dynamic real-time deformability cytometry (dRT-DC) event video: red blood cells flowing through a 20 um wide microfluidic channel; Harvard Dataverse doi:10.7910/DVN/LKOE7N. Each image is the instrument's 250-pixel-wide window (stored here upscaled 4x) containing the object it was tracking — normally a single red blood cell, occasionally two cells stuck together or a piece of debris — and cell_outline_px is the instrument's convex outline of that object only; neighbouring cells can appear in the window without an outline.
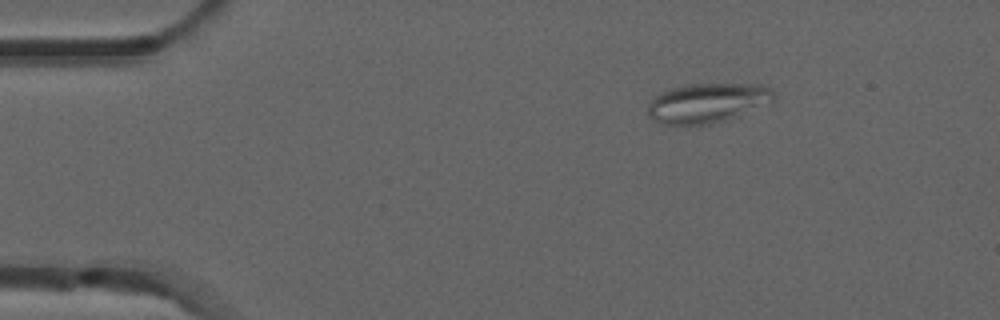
{"species": "common noctule bat (a hibernating species)", "species_latin": "Nyctalus noctula", "temperature_condition": "room temperature", "stored_images_in_passage": 3, "camera_frame_rate_fps": 3000, "um_per_image_px": 0.085, "animal": {"sex": "male", "forearm_length_mm": 52.5}, "frame": {"image": 1, "passage_image": 1, "time_ms": 0.0, "image_size_px": [1000, 320], "cell_outline_px": [[776, 96], [772, 100], [740, 116], [712, 124], [664, 124], [652, 120], [648, 116], [648, 108], [652, 100], [660, 92], [672, 88], [688, 84], [760, 84], [772, 88]], "centroid_in_image_um": [60.14, 8.75], "position_along_channel_um": 24.9, "area_um2": 28.96}}